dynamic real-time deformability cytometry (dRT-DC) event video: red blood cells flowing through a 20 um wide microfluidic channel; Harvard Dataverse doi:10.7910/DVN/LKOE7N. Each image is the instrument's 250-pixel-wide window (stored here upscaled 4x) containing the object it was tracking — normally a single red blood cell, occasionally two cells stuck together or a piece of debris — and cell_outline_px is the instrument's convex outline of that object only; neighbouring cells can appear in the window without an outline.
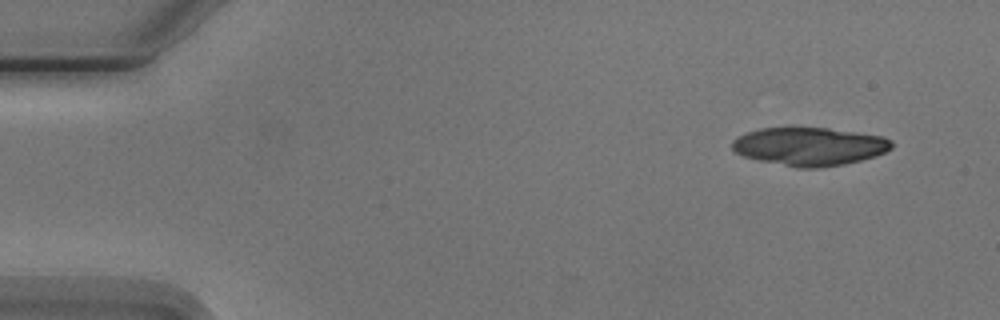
{"species": "Egyptian fruit bat (a non-hibernating species)", "species_latin": "Rousettus aegyptiacus", "temperature_condition": "cold", "stored_images_in_passage": 4, "camera_frame_rate_fps": 3000, "um_per_image_px": 0.085, "animal": {"sex": "male"}, "frame": {"image": 1, "passage_image": 1, "time_ms": 0.0, "image_size_px": [1000, 320], "cell_outline_px": [[892, 148], [876, 156], [844, 164], [820, 168], [796, 168], [760, 160], [744, 156], [736, 152], [732, 148], [732, 140], [736, 136], [760, 128], [828, 128], [880, 136], [892, 140]], "centroid_in_image_um": [68.79, 12.45], "position_along_channel_um": 16.2, "area_um2": 35.32}}